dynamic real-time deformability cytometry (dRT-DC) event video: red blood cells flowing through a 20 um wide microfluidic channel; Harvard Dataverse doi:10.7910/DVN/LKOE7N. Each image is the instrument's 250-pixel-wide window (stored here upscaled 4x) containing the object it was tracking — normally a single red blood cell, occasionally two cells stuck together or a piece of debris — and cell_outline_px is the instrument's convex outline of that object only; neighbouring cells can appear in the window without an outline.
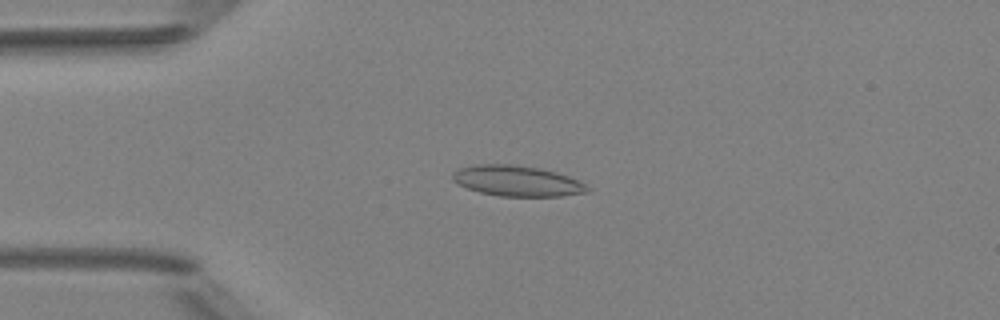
{"species": "Egyptian fruit bat (a non-hibernating species)", "species_latin": "Rousettus aegyptiacus", "temperature_condition": "room temperature", "stored_images_in_passage": 6, "camera_frame_rate_fps": 3000, "um_per_image_px": 0.085, "animal": {"sex": "female"}, "frame": {"image": 1, "passage_image": 4, "time_ms": 3.333, "image_size_px": [1000, 320], "cell_outline_px": [[588, 192], [560, 196], [500, 196], [480, 192], [468, 188], [452, 180], [452, 172], [460, 168], [476, 164], [516, 164], [540, 168], [556, 172], [580, 180], [588, 188]], "centroid_in_image_um": [43.95, 15.37], "position_along_channel_um": 41.1, "area_um2": 23.99}}
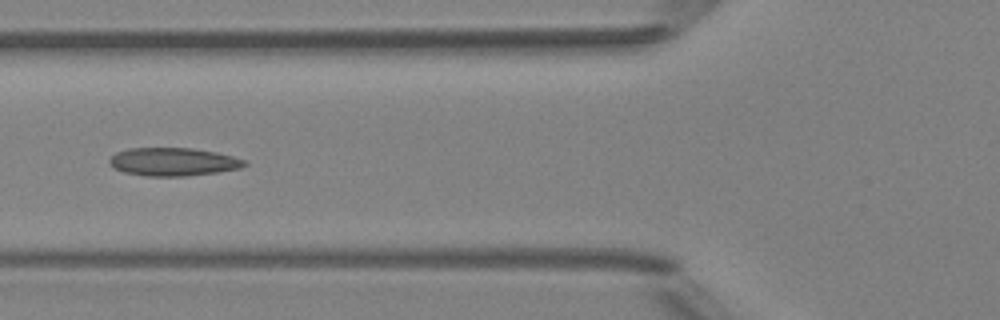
{"frame": {"image": 2, "passage_image": 6, "time_ms": 5.667, "image_size_px": [1000, 320], "cell_outline_px": [[248, 164], [240, 168], [220, 172], [188, 176], [144, 176], [124, 172], [112, 168], [108, 160], [116, 152], [132, 148], [192, 148], [216, 152], [232, 156], [244, 160]], "centroid_in_image_um": [14.71, 13.76], "position_along_channel_um": 111.1, "area_um2": 22.25}}